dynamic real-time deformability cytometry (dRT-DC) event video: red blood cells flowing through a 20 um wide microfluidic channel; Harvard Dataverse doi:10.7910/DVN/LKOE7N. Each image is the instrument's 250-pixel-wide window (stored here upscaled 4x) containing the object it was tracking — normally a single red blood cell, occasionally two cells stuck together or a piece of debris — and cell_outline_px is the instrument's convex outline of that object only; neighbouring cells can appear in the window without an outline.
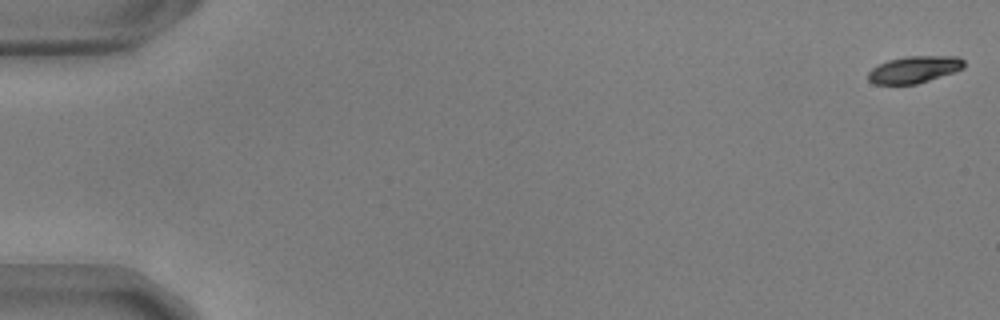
{"species": "common noctule bat (a hibernating species)", "species_latin": "Nyctalus noctula", "temperature_condition": "warm", "stored_images_in_passage": 13, "camera_frame_rate_fps": 3000, "um_per_image_px": 0.085, "animal": {"sex": "male", "body_mass_g": 17.9, "forearm_length_mm": 54.2}, "frame": {"image": 1, "passage_image": 1, "time_ms": 0.0, "image_size_px": [1000, 320], "cell_outline_px": [[964, 68], [916, 84], [876, 84], [868, 80], [868, 72], [872, 68], [888, 60], [904, 56], [956, 56], [964, 60]], "centroid_in_image_um": [77.69, 5.9], "position_along_channel_um": 7.3, "area_um2": 14.85}}